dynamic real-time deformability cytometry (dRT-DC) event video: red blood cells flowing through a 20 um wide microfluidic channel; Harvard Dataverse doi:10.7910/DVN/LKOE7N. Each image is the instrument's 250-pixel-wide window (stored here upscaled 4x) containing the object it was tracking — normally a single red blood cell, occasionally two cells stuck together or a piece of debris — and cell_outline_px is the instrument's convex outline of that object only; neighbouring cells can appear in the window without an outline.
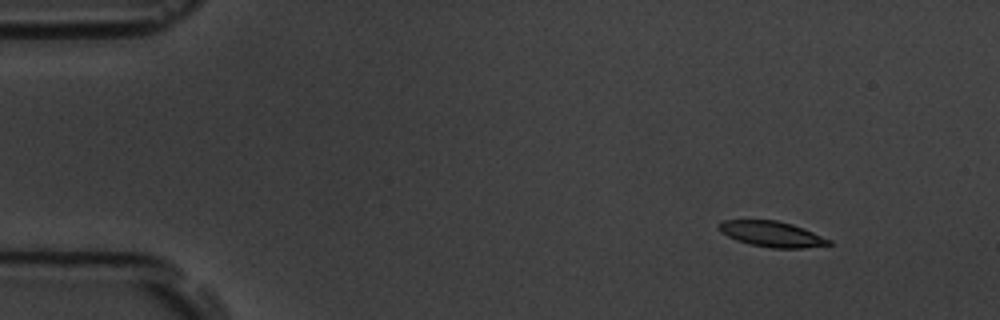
{"species": "common noctule bat (a hibernating species)", "species_latin": "Nyctalus noctula", "temperature_condition": "room temperature", "stored_images_in_passage": 6, "camera_frame_rate_fps": 3000, "um_per_image_px": 0.085, "animal": {"sex": "male", "body_mass_g": 19.5, "forearm_length_mm": 54.6}, "frame": {"image": 1, "passage_image": 2, "time_ms": 1.333, "image_size_px": [1000, 320], "cell_outline_px": [[832, 244], [804, 248], [772, 248], [752, 244], [736, 240], [720, 232], [716, 224], [720, 220], [776, 220], [792, 224], [832, 240]], "centroid_in_image_um": [65.57, 19.88], "position_along_channel_um": 19.4, "area_um2": 16.36}}
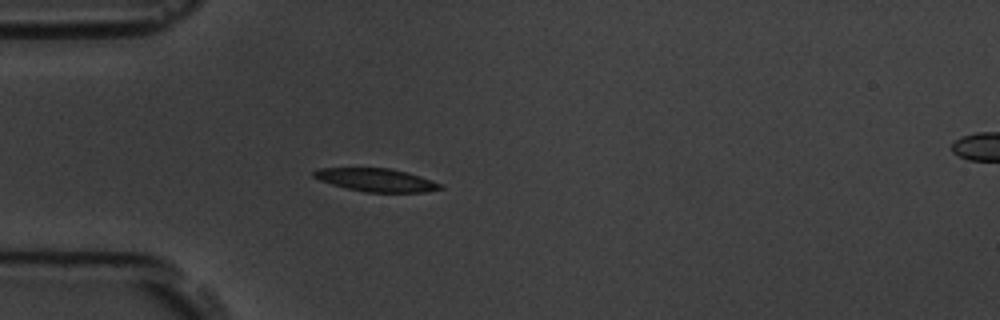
{"frame": {"image": 2, "passage_image": 5, "time_ms": 4.667, "image_size_px": [1000, 320], "cell_outline_px": [[444, 188], [424, 192], [364, 192], [332, 184], [320, 180], [312, 176], [312, 172], [320, 168], [388, 168], [420, 176], [444, 184]], "centroid_in_image_um": [32.0, 15.3], "position_along_channel_um": 53.0, "area_um2": 16.88}}